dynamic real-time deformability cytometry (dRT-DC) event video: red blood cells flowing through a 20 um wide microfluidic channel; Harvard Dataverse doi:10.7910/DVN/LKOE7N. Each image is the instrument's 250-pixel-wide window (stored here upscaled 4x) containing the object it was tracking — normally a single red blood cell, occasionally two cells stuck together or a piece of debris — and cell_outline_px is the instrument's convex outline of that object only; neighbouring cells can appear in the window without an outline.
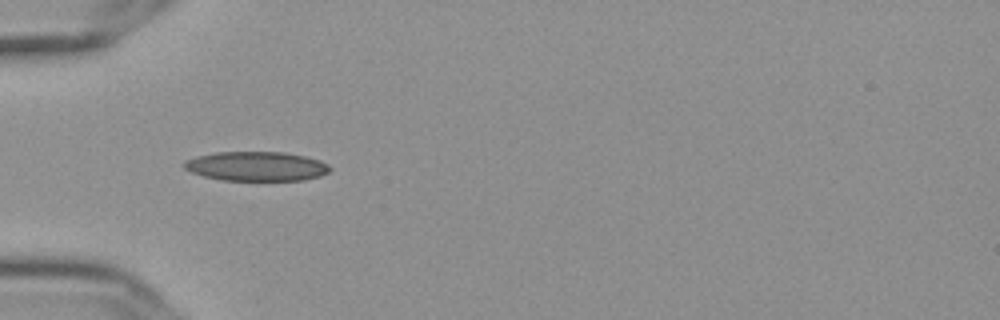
{"species": "Egyptian fruit bat (a non-hibernating species)", "species_latin": "Rousettus aegyptiacus", "temperature_condition": "cold", "stored_images_in_passage": 9, "camera_frame_rate_fps": 3000, "um_per_image_px": 0.085, "frame": {"image": 1, "passage_image": 6, "time_ms": 1.667, "image_size_px": [1000, 320], "cell_outline_px": [[332, 168], [328, 172], [320, 176], [304, 180], [224, 180], [204, 176], [192, 172], [184, 168], [184, 160], [196, 156], [216, 152], [284, 152], [304, 156], [320, 160], [328, 164]], "centroid_in_image_um": [21.81, 14.13], "position_along_channel_um": 63.2, "area_um2": 24.91}}
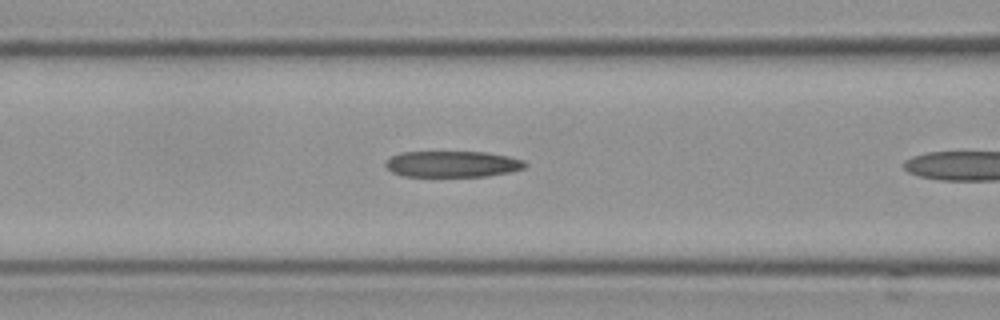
{"frame": {"image": 2, "passage_image": 8, "time_ms": 2.333, "image_size_px": [1000, 320], "cell_outline_px": [[528, 164], [524, 168], [508, 172], [488, 176], [404, 176], [392, 172], [384, 164], [392, 156], [400, 152], [484, 152], [508, 156], [524, 160]], "centroid_in_image_um": [38.47, 13.94], "position_along_channel_um": 128.1, "area_um2": 21.15}}